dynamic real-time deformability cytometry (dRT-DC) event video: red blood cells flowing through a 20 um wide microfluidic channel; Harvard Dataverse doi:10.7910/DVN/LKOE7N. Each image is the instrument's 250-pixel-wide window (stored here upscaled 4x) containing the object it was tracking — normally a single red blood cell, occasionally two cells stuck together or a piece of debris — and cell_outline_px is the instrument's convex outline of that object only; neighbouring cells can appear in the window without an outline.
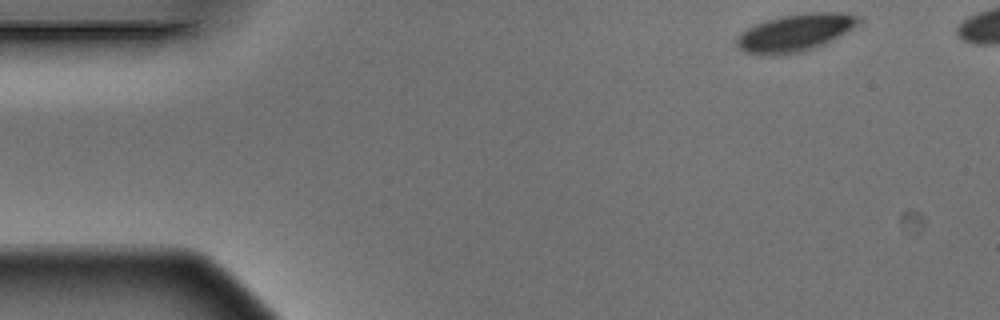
{"species": "Egyptian fruit bat (a non-hibernating species)", "species_latin": "Rousettus aegyptiacus", "temperature_condition": "warm", "stored_images_in_passage": 5, "camera_frame_rate_fps": 3000, "um_per_image_px": 0.085, "animal": {"sex": "male"}, "frame": {"image": 1, "passage_image": 1, "time_ms": 0.0, "image_size_px": [1000, 320], "cell_outline_px": [[864, 20], [860, 24], [832, 40], [824, 44], [800, 52], [776, 56], [760, 56], [744, 52], [736, 44], [736, 36], [740, 32], [756, 24], [780, 16], [808, 12], [844, 12], [864, 16]], "centroid_in_image_um": [67.62, 2.77], "position_along_channel_um": 17.4, "area_um2": 27.05}}